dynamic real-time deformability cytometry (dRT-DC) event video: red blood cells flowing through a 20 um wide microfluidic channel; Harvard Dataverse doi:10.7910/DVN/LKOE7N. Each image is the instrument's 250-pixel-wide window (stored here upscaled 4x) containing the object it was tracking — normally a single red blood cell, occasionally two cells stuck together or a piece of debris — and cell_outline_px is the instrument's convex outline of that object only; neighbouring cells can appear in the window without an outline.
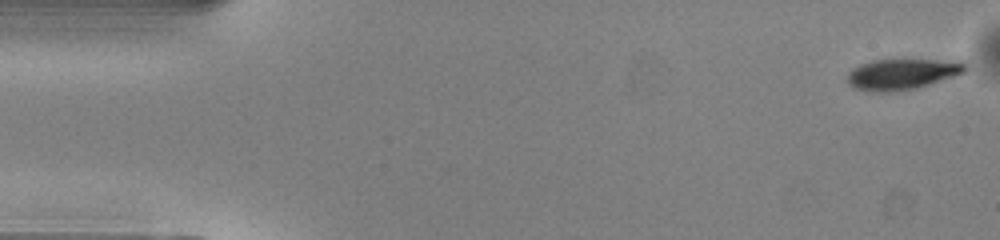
{"species": "common noctule bat (a hibernating species)", "species_latin": "Nyctalus noctula", "temperature_condition": "warm", "stored_images_in_passage": 49, "camera_frame_rate_fps": 3000, "um_per_image_px": 0.085, "animal": {"sex": "male", "body_mass_g": 13.0, "forearm_length_mm": 53.1}, "frame": {"image": 1, "passage_image": 1, "time_ms": 0.0, "image_size_px": [1000, 240], "cell_outline_px": [[968, 68], [964, 72], [916, 88], [888, 92], [872, 92], [852, 88], [848, 84], [848, 72], [852, 68], [860, 64], [872, 60], [964, 60], [968, 64]], "centroid_in_image_um": [76.67, 6.29], "position_along_channel_um": 8.3, "area_um2": 21.21}}
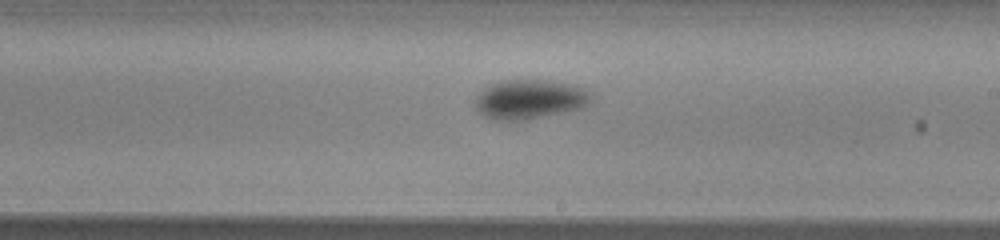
{"frame": {"image": 2, "passage_image": 28, "time_ms": 9.0, "image_size_px": [1000, 240], "cell_outline_px": [[592, 100], [584, 108], [528, 120], [496, 120], [484, 116], [476, 108], [476, 96], [484, 88], [492, 84], [504, 80], [544, 80], [568, 84], [584, 88], [592, 92]], "centroid_in_image_um": [45.06, 8.45], "position_along_channel_um": 243.9, "area_um2": 26.7}}
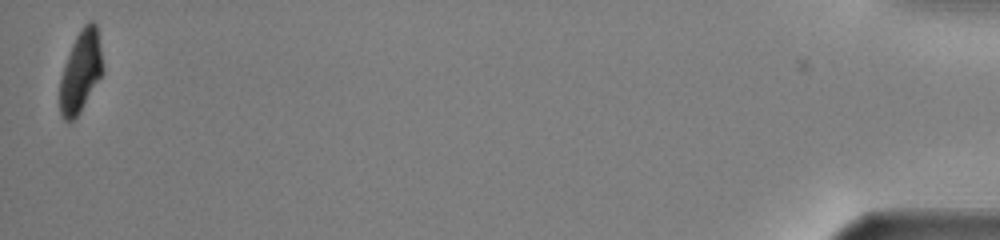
{"frame": {"image": 3, "passage_image": 49, "time_ms": 16.0, "image_size_px": [1000, 240], "cell_outline_px": [[104, 72], [80, 112], [68, 124], [60, 116], [60, 76], [64, 64], [72, 44], [80, 28], [88, 20], [92, 20], [96, 24], [104, 68]], "centroid_in_image_um": [6.85, 6.08], "position_along_channel_um": 428.3, "area_um2": 20.63}, "authors_computed_cell_mechanics": {"area_um2": 24.1604, "velocity_mm_per_s": 4.0946, "shape_relaxation_time_tau1_ms": 1.9689, "shape_relaxation_time_tau2_ms": 5.5325, "deformation_change_tau1": 0.11, "deformation_change_tau2": 0.0623}}